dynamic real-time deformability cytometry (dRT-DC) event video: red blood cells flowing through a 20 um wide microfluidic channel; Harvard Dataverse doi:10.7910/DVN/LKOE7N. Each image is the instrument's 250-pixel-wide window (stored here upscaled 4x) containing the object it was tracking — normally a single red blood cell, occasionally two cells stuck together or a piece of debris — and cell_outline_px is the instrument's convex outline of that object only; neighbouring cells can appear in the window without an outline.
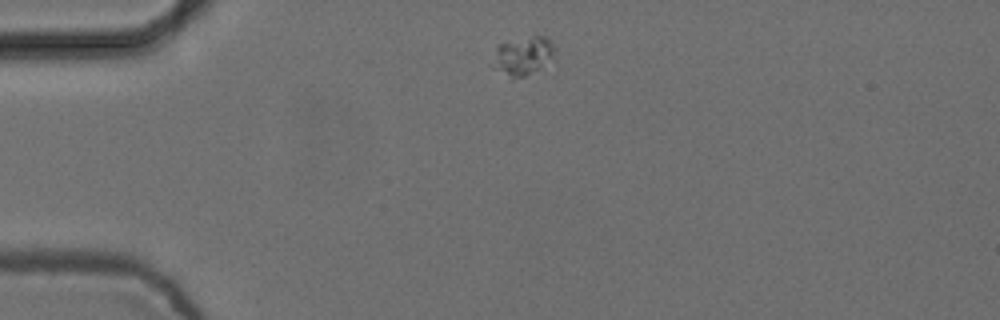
{"species": "common noctule bat (a hibernating species)", "species_latin": "Nyctalus noctula", "temperature_condition": "cold", "stored_images_in_passage": 2, "camera_frame_rate_fps": 3000, "um_per_image_px": 0.085, "animal": {"sex": "female", "body_mass_g": 24.6, "forearm_length_mm": 56.2}, "frame": {"image": 1, "passage_image": 1, "time_ms": 0.0, "image_size_px": [1000, 320], "cell_outline_px": [[556, 60], [524, 76], [512, 80], [500, 68], [496, 48], [500, 44], [532, 36], [544, 36], [556, 48]], "centroid_in_image_um": [44.65, 4.74], "position_along_channel_um": 40.4, "area_um2": 13.24}}